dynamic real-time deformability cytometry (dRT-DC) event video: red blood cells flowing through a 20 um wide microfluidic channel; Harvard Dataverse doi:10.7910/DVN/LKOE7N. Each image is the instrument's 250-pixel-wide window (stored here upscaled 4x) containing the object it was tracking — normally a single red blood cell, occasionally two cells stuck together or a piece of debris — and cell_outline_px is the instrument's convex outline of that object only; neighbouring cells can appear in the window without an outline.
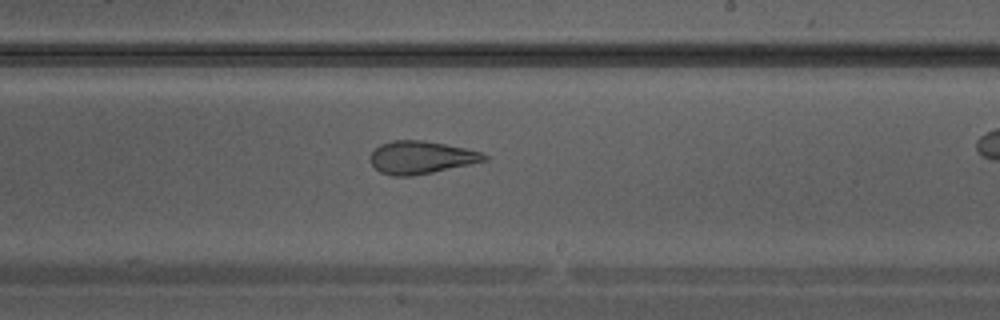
{"species": "Egyptian fruit bat (a non-hibernating species)", "species_latin": "Rousettus aegyptiacus", "temperature_condition": "warm", "stored_images_in_passage": 26, "camera_frame_rate_fps": 3000, "um_per_image_px": 0.085, "animal": {"sex": "male"}, "frame": {"image": 1, "passage_image": 19, "time_ms": 6.0, "image_size_px": [1000, 320], "cell_outline_px": [[488, 160], [472, 164], [412, 176], [392, 176], [380, 172], [372, 164], [372, 152], [380, 144], [392, 140], [424, 140], [464, 148], [480, 152], [488, 156]], "centroid_in_image_um": [35.8, 13.38], "position_along_channel_um": 253.2, "area_um2": 21.56}}